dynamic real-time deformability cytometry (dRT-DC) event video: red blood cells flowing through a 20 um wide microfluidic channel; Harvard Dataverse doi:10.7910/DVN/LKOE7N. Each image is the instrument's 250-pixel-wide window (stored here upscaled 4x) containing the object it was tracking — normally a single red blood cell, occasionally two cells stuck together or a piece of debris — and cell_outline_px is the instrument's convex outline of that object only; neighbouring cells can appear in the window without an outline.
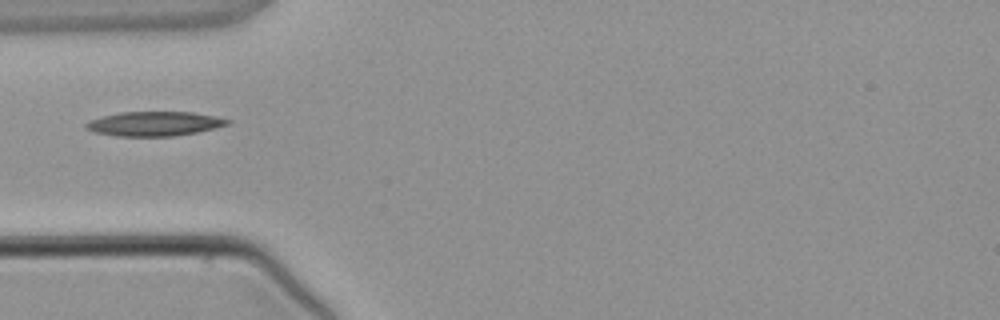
{"species": "common noctule bat (a hibernating species)", "species_latin": "Nyctalus noctula", "temperature_condition": "warm", "stored_images_in_passage": 3, "camera_frame_rate_fps": 3000, "um_per_image_px": 0.085, "animal": {"sex": "male", "body_mass_g": 21.5, "forearm_length_mm": 52.0}, "frame": {"image": 1, "passage_image": 3, "time_ms": 3.333, "image_size_px": [1000, 320], "cell_outline_px": [[232, 120], [228, 124], [216, 128], [196, 132], [172, 136], [116, 136], [92, 132], [84, 128], [84, 124], [88, 120], [100, 116], [120, 112], [192, 112], [216, 116]], "centroid_in_image_um": [13.06, 10.51], "position_along_channel_um": 71.9, "area_um2": 20.35}}